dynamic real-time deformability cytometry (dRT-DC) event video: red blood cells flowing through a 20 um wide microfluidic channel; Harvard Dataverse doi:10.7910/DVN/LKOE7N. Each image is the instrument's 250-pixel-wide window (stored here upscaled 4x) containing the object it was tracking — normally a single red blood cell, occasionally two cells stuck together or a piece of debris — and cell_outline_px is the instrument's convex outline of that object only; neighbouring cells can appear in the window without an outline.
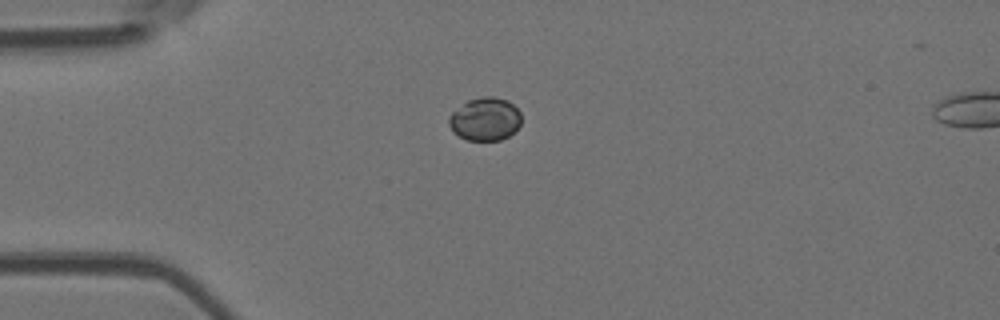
{"species": "Egyptian fruit bat (a non-hibernating species)", "species_latin": "Rousettus aegyptiacus", "temperature_condition": "room temperature", "stored_images_in_passage": 3, "camera_frame_rate_fps": 3000, "um_per_image_px": 0.085, "animal": {"sex": "female"}, "frame": {"image": 1, "passage_image": 1, "time_ms": 0.0, "image_size_px": [1000, 320], "cell_outline_px": [[520, 124], [508, 136], [500, 140], [468, 140], [452, 132], [448, 124], [448, 116], [452, 112], [468, 100], [484, 96], [492, 96], [508, 100], [520, 112]], "centroid_in_image_um": [41.2, 10.12], "position_along_channel_um": 43.8, "area_um2": 18.09}}
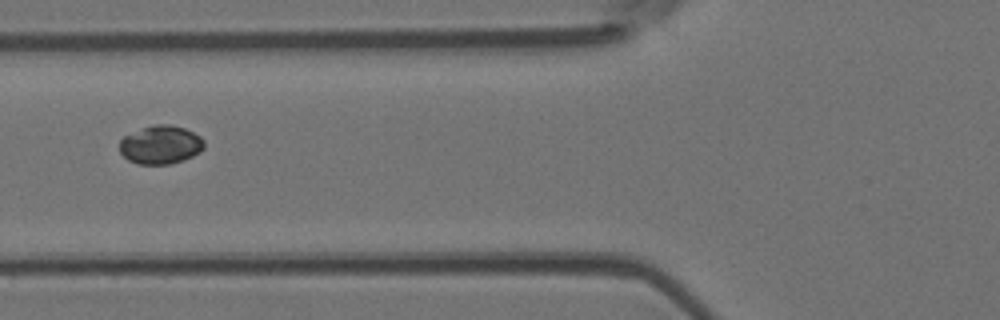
{"frame": {"image": 2, "passage_image": 3, "time_ms": 2.333, "image_size_px": [1000, 320], "cell_outline_px": [[204, 148], [200, 152], [184, 160], [168, 164], [136, 164], [128, 160], [120, 152], [120, 140], [124, 136], [144, 128], [156, 124], [172, 124], [184, 128], [200, 136], [204, 140]], "centroid_in_image_um": [13.67, 12.31], "position_along_channel_um": 112.1, "area_um2": 18.9}}